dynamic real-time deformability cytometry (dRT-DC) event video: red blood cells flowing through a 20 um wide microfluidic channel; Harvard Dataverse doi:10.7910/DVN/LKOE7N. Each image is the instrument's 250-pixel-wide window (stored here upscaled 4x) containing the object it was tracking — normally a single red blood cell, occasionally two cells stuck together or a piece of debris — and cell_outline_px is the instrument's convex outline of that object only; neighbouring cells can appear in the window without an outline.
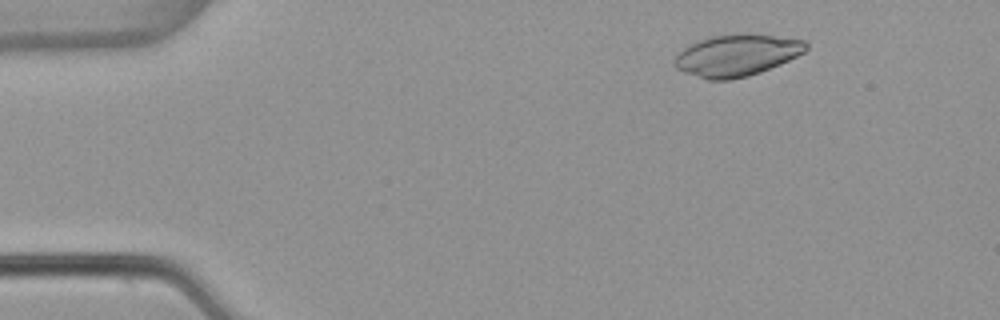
{"species": "common noctule bat (a hibernating species)", "species_latin": "Nyctalus noctula", "temperature_condition": "warm", "stored_images_in_passage": 18, "camera_frame_rate_fps": 3000, "um_per_image_px": 0.085, "animal": {"sex": "female", "body_mass_g": 22.7, "forearm_length_mm": 54.2}, "frame": {"image": 1, "passage_image": 6, "time_ms": 1.667, "image_size_px": [1000, 320], "cell_outline_px": [[808, 48], [804, 52], [780, 64], [760, 72], [748, 76], [728, 80], [708, 80], [684, 72], [676, 68], [672, 60], [676, 52], [688, 44], [712, 36], [772, 36], [804, 40], [808, 44]], "centroid_in_image_um": [62.55, 4.74], "position_along_channel_um": 22.5, "area_um2": 31.33}}